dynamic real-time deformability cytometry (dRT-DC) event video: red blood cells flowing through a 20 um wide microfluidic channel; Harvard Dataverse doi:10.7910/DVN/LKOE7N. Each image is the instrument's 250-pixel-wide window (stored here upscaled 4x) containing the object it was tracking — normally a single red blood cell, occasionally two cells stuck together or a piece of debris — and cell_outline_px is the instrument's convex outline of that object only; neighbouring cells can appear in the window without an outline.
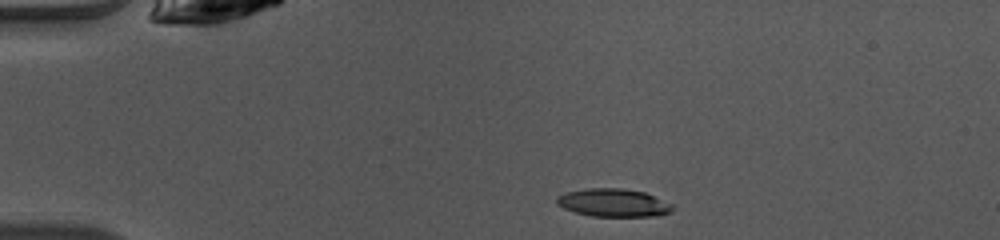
{"species": "common noctule bat (a hibernating species)", "species_latin": "Nyctalus noctula", "temperature_condition": "warm", "stored_images_in_passage": 40, "camera_frame_rate_fps": 3000, "um_per_image_px": 0.085, "animal": {"sex": "female", "body_mass_g": 10.0, "forearm_length_mm": 53.1}, "frame": {"image": 1, "passage_image": 1, "time_ms": 0.0, "image_size_px": [1000, 240], "cell_outline_px": [[672, 208], [668, 212], [656, 216], [592, 216], [576, 212], [564, 208], [556, 204], [556, 196], [568, 192], [588, 188], [624, 188], [644, 192], [672, 204]], "centroid_in_image_um": [52.1, 17.23], "position_along_channel_um": 32.9, "area_um2": 18.67}}
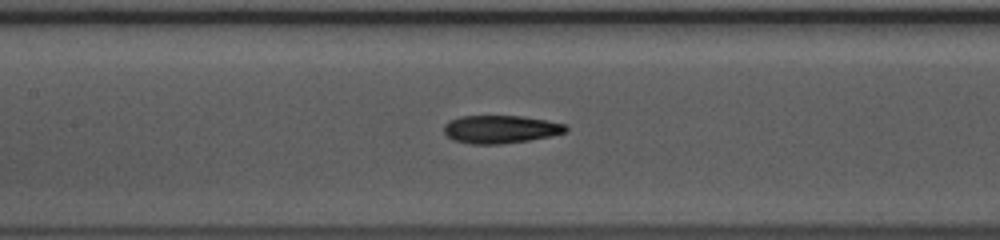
{"frame": {"image": 2, "passage_image": 14, "time_ms": 4.333, "image_size_px": [1000, 240], "cell_outline_px": [[568, 132], [552, 136], [528, 140], [500, 144], [472, 144], [452, 140], [444, 132], [444, 124], [448, 120], [460, 116], [520, 116], [548, 120], [568, 124]], "centroid_in_image_um": [42.57, 10.98], "position_along_channel_um": 164.8, "area_um2": 20.11}}
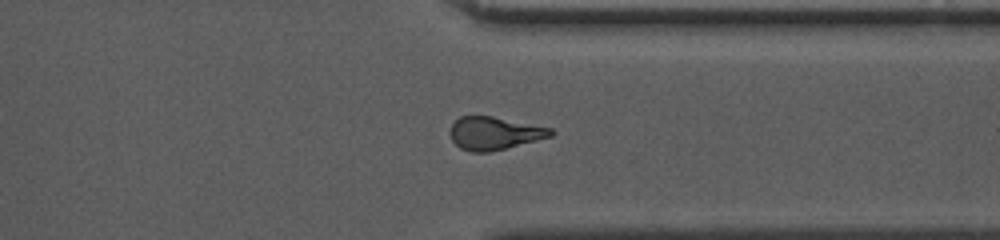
{"frame": {"image": 3, "passage_image": 29, "time_ms": 9.333, "image_size_px": [1000, 240], "cell_outline_px": [[556, 132], [552, 136], [488, 152], [472, 152], [460, 148], [452, 140], [448, 132], [452, 124], [460, 116], [492, 116], [552, 128]], "centroid_in_image_um": [42.0, 11.32], "position_along_channel_um": 369.4, "area_um2": 19.19}, "authors_computed_cell_mechanics": {"area_um2": 19.5364, "velocity_mm_per_s": 4.1031, "shape_relaxation_time_tau1_ms": 5.0693, "shape_relaxation_time_tau2_ms": 4.7551, "deformation_change_tau1": 0.1921, "deformation_change_tau2": 0.0988}}